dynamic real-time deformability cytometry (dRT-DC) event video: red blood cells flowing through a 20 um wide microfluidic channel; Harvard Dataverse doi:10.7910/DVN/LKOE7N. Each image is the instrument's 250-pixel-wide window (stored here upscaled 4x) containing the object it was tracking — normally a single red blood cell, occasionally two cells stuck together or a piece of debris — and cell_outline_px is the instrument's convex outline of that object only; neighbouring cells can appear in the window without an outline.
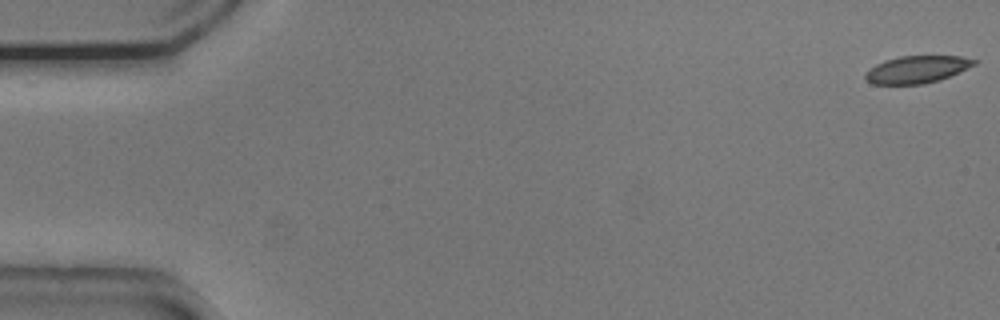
{"species": "common noctule bat (a hibernating species)", "species_latin": "Nyctalus noctula", "temperature_condition": "cold", "stored_images_in_passage": 16, "camera_frame_rate_fps": 3000, "um_per_image_px": 0.085, "animal": {"sex": "male", "body_mass_g": 20.5, "forearm_length_mm": 52.5}, "frame": {"image": 1, "passage_image": 1, "time_ms": 0.0, "image_size_px": [1000, 320], "cell_outline_px": [[980, 60], [976, 64], [940, 80], [924, 84], [872, 84], [864, 80], [864, 76], [876, 64], [884, 60], [900, 56], [960, 56]], "centroid_in_image_um": [77.95, 5.9], "position_along_channel_um": 7.1, "area_um2": 17.28}}
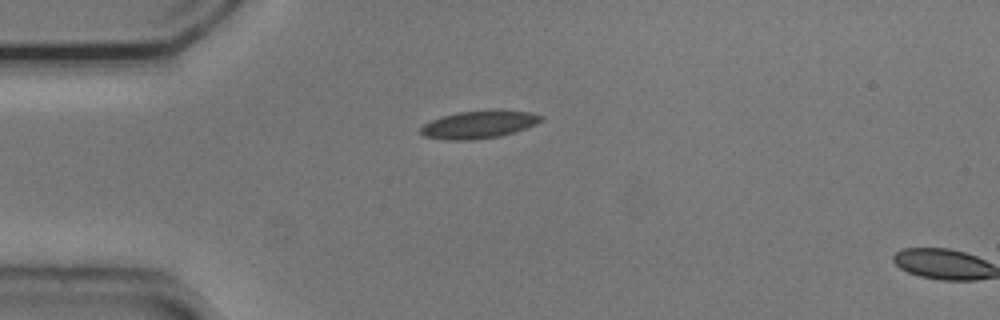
{"frame": {"image": 2, "passage_image": 14, "time_ms": 4.333, "image_size_px": [1000, 320], "cell_outline_px": [[544, 120], [536, 124], [516, 132], [500, 136], [472, 140], [444, 140], [424, 136], [420, 132], [420, 128], [424, 124], [440, 116], [456, 112], [492, 108], [496, 108], [532, 112], [544, 116]], "centroid_in_image_um": [40.75, 10.55], "position_along_channel_um": 44.2, "area_um2": 20.17}}